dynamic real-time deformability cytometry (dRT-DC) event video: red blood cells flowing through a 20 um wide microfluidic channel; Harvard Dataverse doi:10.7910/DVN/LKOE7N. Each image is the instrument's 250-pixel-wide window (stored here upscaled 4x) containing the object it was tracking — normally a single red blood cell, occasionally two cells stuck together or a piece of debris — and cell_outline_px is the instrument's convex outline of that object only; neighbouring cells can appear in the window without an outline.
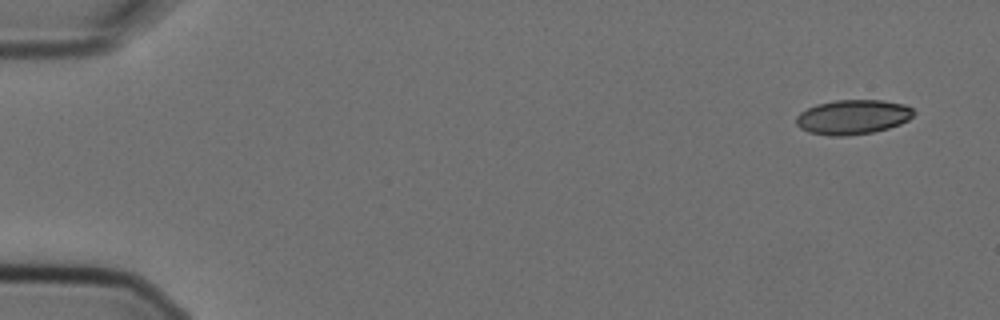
{"species": "Egyptian fruit bat (a non-hibernating species)", "species_latin": "Rousettus aegyptiacus", "temperature_condition": "cold", "stored_images_in_passage": 5, "segment_of_instrument_passage": [2, 2], "camera_frame_rate_fps": 3000, "um_per_image_px": 0.085, "animal": {"sex": "female"}, "frame": {"image": 1, "passage_image": 5, "time_ms": 1.333, "image_size_px": [1000, 320], "cell_outline_px": [[916, 112], [908, 120], [900, 124], [888, 128], [872, 132], [848, 136], [832, 136], [808, 132], [800, 128], [796, 124], [796, 116], [800, 112], [816, 104], [836, 100], [884, 100], [904, 104], [912, 108]], "centroid_in_image_um": [72.49, 9.94], "position_along_channel_um": 12.5, "area_um2": 23.81}}